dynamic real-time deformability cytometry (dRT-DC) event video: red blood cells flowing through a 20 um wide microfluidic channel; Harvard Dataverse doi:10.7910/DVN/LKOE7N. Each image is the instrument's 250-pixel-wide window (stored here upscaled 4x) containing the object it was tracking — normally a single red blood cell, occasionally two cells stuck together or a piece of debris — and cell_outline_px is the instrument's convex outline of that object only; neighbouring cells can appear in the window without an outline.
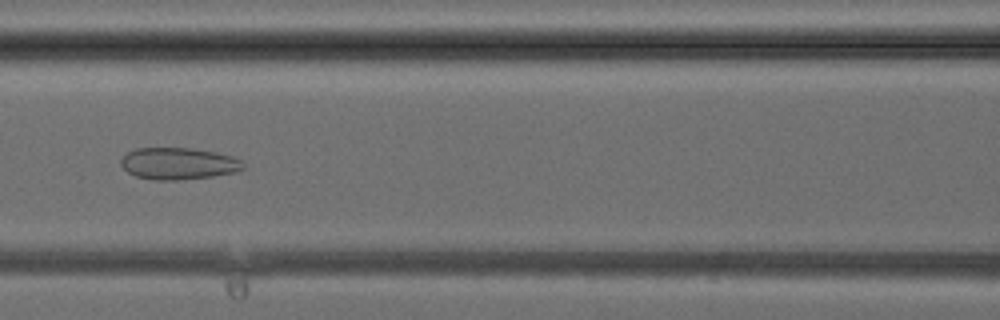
{"species": "common noctule bat (a hibernating species)", "species_latin": "Nyctalus noctula", "temperature_condition": "cold", "stored_images_in_passage": 39, "camera_frame_rate_fps": 3000, "um_per_image_px": 0.085, "animal": {"sex": "female", "body_mass_g": 24.6, "forearm_length_mm": 56.2}, "frame": {"image": 1, "passage_image": 17, "time_ms": 5.333, "image_size_px": [1000, 320], "cell_outline_px": [[244, 168], [236, 172], [212, 176], [176, 180], [152, 180], [136, 176], [128, 172], [120, 164], [120, 160], [128, 152], [136, 148], [188, 148], [216, 152], [232, 156], [240, 160], [244, 164]], "centroid_in_image_um": [15.16, 13.9], "position_along_channel_um": 151.4, "area_um2": 22.6}}
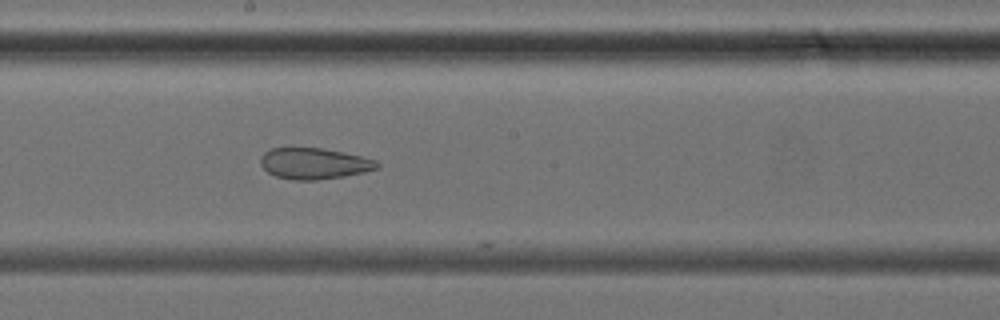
{"frame": {"image": 2, "passage_image": 21, "time_ms": 6.667, "image_size_px": [1000, 320], "cell_outline_px": [[380, 168], [364, 172], [344, 176], [316, 180], [296, 180], [276, 176], [268, 172], [260, 164], [260, 156], [264, 152], [272, 148], [320, 148], [344, 152], [376, 160], [380, 164]], "centroid_in_image_um": [26.71, 13.9], "position_along_channel_um": 221.5, "area_um2": 21.1}}
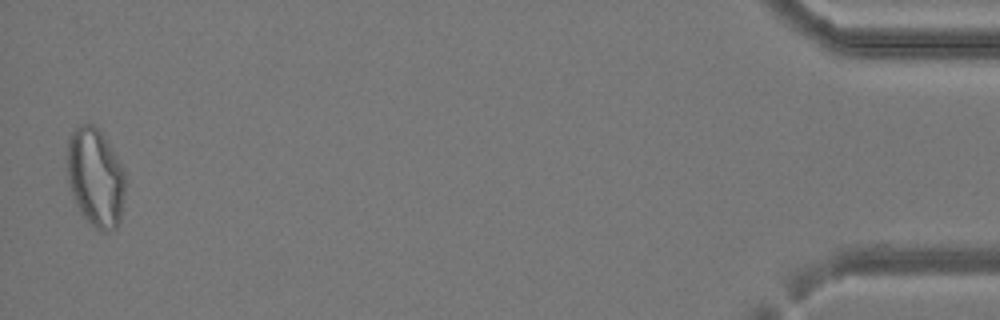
{"frame": {"image": 3, "passage_image": 38, "time_ms": 12.333, "image_size_px": [1000, 320], "cell_outline_px": [[124, 192], [120, 220], [116, 228], [108, 232], [104, 232], [96, 228], [80, 212], [76, 204], [68, 180], [68, 136], [80, 124], [92, 124], [104, 136], [124, 168]], "centroid_in_image_um": [8.12, 15.09], "position_along_channel_um": 427.1, "area_um2": 33.0}}